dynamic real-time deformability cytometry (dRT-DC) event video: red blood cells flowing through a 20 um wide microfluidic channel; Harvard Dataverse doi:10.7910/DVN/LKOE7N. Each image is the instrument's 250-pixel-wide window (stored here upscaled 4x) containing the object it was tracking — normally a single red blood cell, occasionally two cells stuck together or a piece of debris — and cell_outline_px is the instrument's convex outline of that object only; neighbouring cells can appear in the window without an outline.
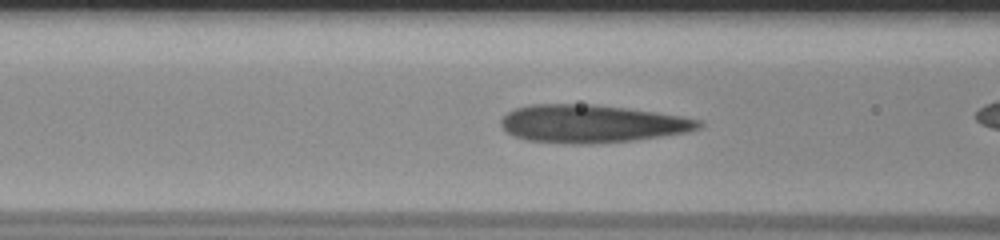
{"species": "human", "species_latin": "Homo sapiens", "temperature_condition": "room temperature", "stored_images_in_passage": 27, "camera_frame_rate_fps": 3000, "um_per_image_px": 0.085, "donor": {"sex": "male"}, "frame": {"image": 1, "passage_image": 6, "time_ms": 1.667, "image_size_px": [1000, 240], "cell_outline_px": [[704, 124], [700, 128], [688, 132], [632, 140], [588, 144], [568, 144], [528, 140], [512, 136], [504, 132], [500, 124], [500, 120], [508, 112], [516, 108], [532, 104], [596, 104], [628, 108], [656, 112], [680, 116], [700, 120]], "centroid_in_image_um": [50.26, 10.51], "position_along_channel_um": 116.3, "area_um2": 43.81}}
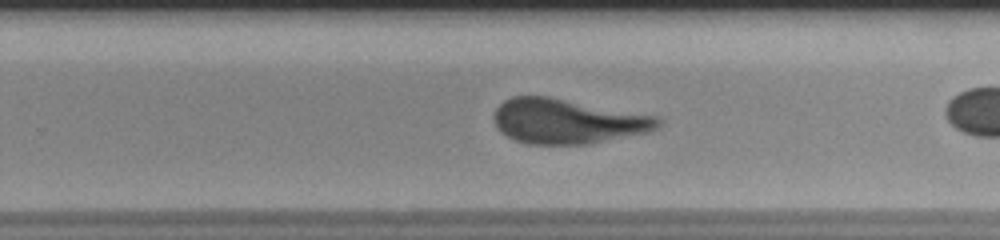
{"frame": {"image": 2, "passage_image": 19, "time_ms": 6.0, "image_size_px": [1000, 240], "cell_outline_px": [[660, 124], [656, 128], [648, 132], [588, 144], [528, 144], [516, 140], [500, 132], [496, 128], [492, 120], [492, 116], [496, 108], [504, 100], [512, 96], [548, 96], [656, 116], [660, 120]], "centroid_in_image_um": [48.16, 10.3], "position_along_channel_um": 281.6, "area_um2": 42.77}}
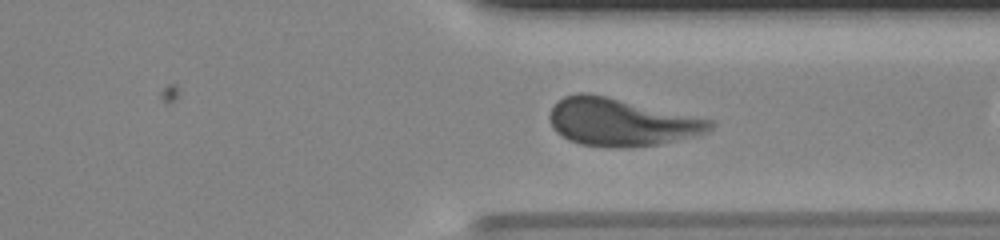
{"frame": {"image": 3, "passage_image": 25, "time_ms": 8.0, "image_size_px": [1000, 240], "cell_outline_px": [[716, 124], [708, 132], [696, 136], [656, 144], [628, 148], [604, 148], [580, 144], [568, 140], [556, 132], [552, 128], [548, 120], [548, 112], [564, 96], [580, 92], [588, 92], [712, 120]], "centroid_in_image_um": [52.75, 10.4], "position_along_channel_um": 358.6, "area_um2": 44.74}}